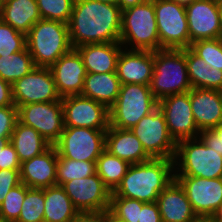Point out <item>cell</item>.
<instances>
[{
  "label": "cell",
  "instance_id": "cell-1",
  "mask_svg": "<svg viewBox=\"0 0 222 222\" xmlns=\"http://www.w3.org/2000/svg\"><path fill=\"white\" fill-rule=\"evenodd\" d=\"M122 10L96 0H74L68 23L73 49L84 44L120 42Z\"/></svg>",
  "mask_w": 222,
  "mask_h": 222
},
{
  "label": "cell",
  "instance_id": "cell-2",
  "mask_svg": "<svg viewBox=\"0 0 222 222\" xmlns=\"http://www.w3.org/2000/svg\"><path fill=\"white\" fill-rule=\"evenodd\" d=\"M174 168V159L164 158L132 164L111 196L156 202L159 194L175 179Z\"/></svg>",
  "mask_w": 222,
  "mask_h": 222
},
{
  "label": "cell",
  "instance_id": "cell-3",
  "mask_svg": "<svg viewBox=\"0 0 222 222\" xmlns=\"http://www.w3.org/2000/svg\"><path fill=\"white\" fill-rule=\"evenodd\" d=\"M26 48L36 67H51L61 56L70 52L68 24L40 19L26 34Z\"/></svg>",
  "mask_w": 222,
  "mask_h": 222
},
{
  "label": "cell",
  "instance_id": "cell-4",
  "mask_svg": "<svg viewBox=\"0 0 222 222\" xmlns=\"http://www.w3.org/2000/svg\"><path fill=\"white\" fill-rule=\"evenodd\" d=\"M149 86L158 101L192 89L187 71L186 48L154 51V69Z\"/></svg>",
  "mask_w": 222,
  "mask_h": 222
},
{
  "label": "cell",
  "instance_id": "cell-5",
  "mask_svg": "<svg viewBox=\"0 0 222 222\" xmlns=\"http://www.w3.org/2000/svg\"><path fill=\"white\" fill-rule=\"evenodd\" d=\"M120 43L130 50H159V35L153 0L122 11Z\"/></svg>",
  "mask_w": 222,
  "mask_h": 222
},
{
  "label": "cell",
  "instance_id": "cell-6",
  "mask_svg": "<svg viewBox=\"0 0 222 222\" xmlns=\"http://www.w3.org/2000/svg\"><path fill=\"white\" fill-rule=\"evenodd\" d=\"M158 108L149 85H121L116 102L109 108V126L131 129L139 120Z\"/></svg>",
  "mask_w": 222,
  "mask_h": 222
},
{
  "label": "cell",
  "instance_id": "cell-7",
  "mask_svg": "<svg viewBox=\"0 0 222 222\" xmlns=\"http://www.w3.org/2000/svg\"><path fill=\"white\" fill-rule=\"evenodd\" d=\"M174 165L175 176L222 177V156L206 146L199 137L177 143Z\"/></svg>",
  "mask_w": 222,
  "mask_h": 222
},
{
  "label": "cell",
  "instance_id": "cell-8",
  "mask_svg": "<svg viewBox=\"0 0 222 222\" xmlns=\"http://www.w3.org/2000/svg\"><path fill=\"white\" fill-rule=\"evenodd\" d=\"M160 49L189 48L185 6L170 0H153Z\"/></svg>",
  "mask_w": 222,
  "mask_h": 222
},
{
  "label": "cell",
  "instance_id": "cell-9",
  "mask_svg": "<svg viewBox=\"0 0 222 222\" xmlns=\"http://www.w3.org/2000/svg\"><path fill=\"white\" fill-rule=\"evenodd\" d=\"M106 130L85 127H64V130L53 145L58 157L76 161H97L105 150Z\"/></svg>",
  "mask_w": 222,
  "mask_h": 222
},
{
  "label": "cell",
  "instance_id": "cell-10",
  "mask_svg": "<svg viewBox=\"0 0 222 222\" xmlns=\"http://www.w3.org/2000/svg\"><path fill=\"white\" fill-rule=\"evenodd\" d=\"M130 130L151 158H175L177 143L170 135L164 114L159 108L141 118Z\"/></svg>",
  "mask_w": 222,
  "mask_h": 222
},
{
  "label": "cell",
  "instance_id": "cell-11",
  "mask_svg": "<svg viewBox=\"0 0 222 222\" xmlns=\"http://www.w3.org/2000/svg\"><path fill=\"white\" fill-rule=\"evenodd\" d=\"M17 110L19 122L34 128L51 145L58 141L64 130L61 99L21 105Z\"/></svg>",
  "mask_w": 222,
  "mask_h": 222
},
{
  "label": "cell",
  "instance_id": "cell-12",
  "mask_svg": "<svg viewBox=\"0 0 222 222\" xmlns=\"http://www.w3.org/2000/svg\"><path fill=\"white\" fill-rule=\"evenodd\" d=\"M12 97L16 107L61 99L50 68L36 66L27 75L12 84Z\"/></svg>",
  "mask_w": 222,
  "mask_h": 222
},
{
  "label": "cell",
  "instance_id": "cell-13",
  "mask_svg": "<svg viewBox=\"0 0 222 222\" xmlns=\"http://www.w3.org/2000/svg\"><path fill=\"white\" fill-rule=\"evenodd\" d=\"M64 127H85L96 130L109 128V109L82 95L61 98Z\"/></svg>",
  "mask_w": 222,
  "mask_h": 222
},
{
  "label": "cell",
  "instance_id": "cell-14",
  "mask_svg": "<svg viewBox=\"0 0 222 222\" xmlns=\"http://www.w3.org/2000/svg\"><path fill=\"white\" fill-rule=\"evenodd\" d=\"M61 187L80 213H98L109 209L111 191L97 173L65 182Z\"/></svg>",
  "mask_w": 222,
  "mask_h": 222
},
{
  "label": "cell",
  "instance_id": "cell-15",
  "mask_svg": "<svg viewBox=\"0 0 222 222\" xmlns=\"http://www.w3.org/2000/svg\"><path fill=\"white\" fill-rule=\"evenodd\" d=\"M158 108L164 114L169 133L176 143L199 136L200 130L192 114L190 91L161 99Z\"/></svg>",
  "mask_w": 222,
  "mask_h": 222
},
{
  "label": "cell",
  "instance_id": "cell-16",
  "mask_svg": "<svg viewBox=\"0 0 222 222\" xmlns=\"http://www.w3.org/2000/svg\"><path fill=\"white\" fill-rule=\"evenodd\" d=\"M184 189L196 215L213 216L222 204V177L175 176Z\"/></svg>",
  "mask_w": 222,
  "mask_h": 222
},
{
  "label": "cell",
  "instance_id": "cell-17",
  "mask_svg": "<svg viewBox=\"0 0 222 222\" xmlns=\"http://www.w3.org/2000/svg\"><path fill=\"white\" fill-rule=\"evenodd\" d=\"M189 47L199 40L221 38L218 0H196L185 7Z\"/></svg>",
  "mask_w": 222,
  "mask_h": 222
},
{
  "label": "cell",
  "instance_id": "cell-18",
  "mask_svg": "<svg viewBox=\"0 0 222 222\" xmlns=\"http://www.w3.org/2000/svg\"><path fill=\"white\" fill-rule=\"evenodd\" d=\"M58 95H81L86 77L83 59L76 49L61 56L51 67Z\"/></svg>",
  "mask_w": 222,
  "mask_h": 222
},
{
  "label": "cell",
  "instance_id": "cell-19",
  "mask_svg": "<svg viewBox=\"0 0 222 222\" xmlns=\"http://www.w3.org/2000/svg\"><path fill=\"white\" fill-rule=\"evenodd\" d=\"M121 49L116 75L122 85H150L154 69V51ZM126 50V51H125Z\"/></svg>",
  "mask_w": 222,
  "mask_h": 222
},
{
  "label": "cell",
  "instance_id": "cell-20",
  "mask_svg": "<svg viewBox=\"0 0 222 222\" xmlns=\"http://www.w3.org/2000/svg\"><path fill=\"white\" fill-rule=\"evenodd\" d=\"M58 153L51 145L45 152L21 163L20 180L29 188L45 189L57 185Z\"/></svg>",
  "mask_w": 222,
  "mask_h": 222
},
{
  "label": "cell",
  "instance_id": "cell-21",
  "mask_svg": "<svg viewBox=\"0 0 222 222\" xmlns=\"http://www.w3.org/2000/svg\"><path fill=\"white\" fill-rule=\"evenodd\" d=\"M190 104L194 121L198 129H212L222 123L221 91L192 88Z\"/></svg>",
  "mask_w": 222,
  "mask_h": 222
},
{
  "label": "cell",
  "instance_id": "cell-22",
  "mask_svg": "<svg viewBox=\"0 0 222 222\" xmlns=\"http://www.w3.org/2000/svg\"><path fill=\"white\" fill-rule=\"evenodd\" d=\"M156 203L162 222H190L196 216L184 189L175 179L159 194Z\"/></svg>",
  "mask_w": 222,
  "mask_h": 222
},
{
  "label": "cell",
  "instance_id": "cell-23",
  "mask_svg": "<svg viewBox=\"0 0 222 222\" xmlns=\"http://www.w3.org/2000/svg\"><path fill=\"white\" fill-rule=\"evenodd\" d=\"M105 149L112 155L127 161L130 165L151 159L144 150L141 141L130 129L109 126L106 130Z\"/></svg>",
  "mask_w": 222,
  "mask_h": 222
},
{
  "label": "cell",
  "instance_id": "cell-24",
  "mask_svg": "<svg viewBox=\"0 0 222 222\" xmlns=\"http://www.w3.org/2000/svg\"><path fill=\"white\" fill-rule=\"evenodd\" d=\"M120 42L84 44L75 48L83 59L87 73L116 72L121 53Z\"/></svg>",
  "mask_w": 222,
  "mask_h": 222
},
{
  "label": "cell",
  "instance_id": "cell-25",
  "mask_svg": "<svg viewBox=\"0 0 222 222\" xmlns=\"http://www.w3.org/2000/svg\"><path fill=\"white\" fill-rule=\"evenodd\" d=\"M121 85L116 72L87 73L81 95L104 104L109 109L116 102Z\"/></svg>",
  "mask_w": 222,
  "mask_h": 222
},
{
  "label": "cell",
  "instance_id": "cell-26",
  "mask_svg": "<svg viewBox=\"0 0 222 222\" xmlns=\"http://www.w3.org/2000/svg\"><path fill=\"white\" fill-rule=\"evenodd\" d=\"M0 18L25 35L41 19L36 0L4 1L0 7Z\"/></svg>",
  "mask_w": 222,
  "mask_h": 222
},
{
  "label": "cell",
  "instance_id": "cell-27",
  "mask_svg": "<svg viewBox=\"0 0 222 222\" xmlns=\"http://www.w3.org/2000/svg\"><path fill=\"white\" fill-rule=\"evenodd\" d=\"M44 222H72L80 212L61 186L44 189Z\"/></svg>",
  "mask_w": 222,
  "mask_h": 222
},
{
  "label": "cell",
  "instance_id": "cell-28",
  "mask_svg": "<svg viewBox=\"0 0 222 222\" xmlns=\"http://www.w3.org/2000/svg\"><path fill=\"white\" fill-rule=\"evenodd\" d=\"M10 142L21 163L45 152L51 146L34 128L19 121L14 127Z\"/></svg>",
  "mask_w": 222,
  "mask_h": 222
},
{
  "label": "cell",
  "instance_id": "cell-29",
  "mask_svg": "<svg viewBox=\"0 0 222 222\" xmlns=\"http://www.w3.org/2000/svg\"><path fill=\"white\" fill-rule=\"evenodd\" d=\"M130 164L115 155H112L106 149L97 158L96 173L102 179L104 185L113 192L120 184L122 178Z\"/></svg>",
  "mask_w": 222,
  "mask_h": 222
},
{
  "label": "cell",
  "instance_id": "cell-30",
  "mask_svg": "<svg viewBox=\"0 0 222 222\" xmlns=\"http://www.w3.org/2000/svg\"><path fill=\"white\" fill-rule=\"evenodd\" d=\"M34 68L33 58L27 48L10 55L0 56V78L10 84L21 79Z\"/></svg>",
  "mask_w": 222,
  "mask_h": 222
},
{
  "label": "cell",
  "instance_id": "cell-31",
  "mask_svg": "<svg viewBox=\"0 0 222 222\" xmlns=\"http://www.w3.org/2000/svg\"><path fill=\"white\" fill-rule=\"evenodd\" d=\"M96 173V161H76L69 158L58 157L56 180L57 185L73 179L89 177Z\"/></svg>",
  "mask_w": 222,
  "mask_h": 222
},
{
  "label": "cell",
  "instance_id": "cell-32",
  "mask_svg": "<svg viewBox=\"0 0 222 222\" xmlns=\"http://www.w3.org/2000/svg\"><path fill=\"white\" fill-rule=\"evenodd\" d=\"M44 189L29 188L15 222H44Z\"/></svg>",
  "mask_w": 222,
  "mask_h": 222
},
{
  "label": "cell",
  "instance_id": "cell-33",
  "mask_svg": "<svg viewBox=\"0 0 222 222\" xmlns=\"http://www.w3.org/2000/svg\"><path fill=\"white\" fill-rule=\"evenodd\" d=\"M189 48L203 59L210 69L222 71V38L195 41Z\"/></svg>",
  "mask_w": 222,
  "mask_h": 222
},
{
  "label": "cell",
  "instance_id": "cell-34",
  "mask_svg": "<svg viewBox=\"0 0 222 222\" xmlns=\"http://www.w3.org/2000/svg\"><path fill=\"white\" fill-rule=\"evenodd\" d=\"M27 192V186L22 182L13 187L0 204V220L3 222H15L21 212Z\"/></svg>",
  "mask_w": 222,
  "mask_h": 222
},
{
  "label": "cell",
  "instance_id": "cell-35",
  "mask_svg": "<svg viewBox=\"0 0 222 222\" xmlns=\"http://www.w3.org/2000/svg\"><path fill=\"white\" fill-rule=\"evenodd\" d=\"M186 63L192 88L209 89L210 67L190 48H186Z\"/></svg>",
  "mask_w": 222,
  "mask_h": 222
},
{
  "label": "cell",
  "instance_id": "cell-36",
  "mask_svg": "<svg viewBox=\"0 0 222 222\" xmlns=\"http://www.w3.org/2000/svg\"><path fill=\"white\" fill-rule=\"evenodd\" d=\"M41 19L69 23L74 0H36Z\"/></svg>",
  "mask_w": 222,
  "mask_h": 222
},
{
  "label": "cell",
  "instance_id": "cell-37",
  "mask_svg": "<svg viewBox=\"0 0 222 222\" xmlns=\"http://www.w3.org/2000/svg\"><path fill=\"white\" fill-rule=\"evenodd\" d=\"M145 202L121 196H111L109 210L124 222L140 221V211Z\"/></svg>",
  "mask_w": 222,
  "mask_h": 222
},
{
  "label": "cell",
  "instance_id": "cell-38",
  "mask_svg": "<svg viewBox=\"0 0 222 222\" xmlns=\"http://www.w3.org/2000/svg\"><path fill=\"white\" fill-rule=\"evenodd\" d=\"M26 48V35L0 18V56L10 55Z\"/></svg>",
  "mask_w": 222,
  "mask_h": 222
},
{
  "label": "cell",
  "instance_id": "cell-39",
  "mask_svg": "<svg viewBox=\"0 0 222 222\" xmlns=\"http://www.w3.org/2000/svg\"><path fill=\"white\" fill-rule=\"evenodd\" d=\"M17 121L18 110L16 106L0 107V141H10Z\"/></svg>",
  "mask_w": 222,
  "mask_h": 222
},
{
  "label": "cell",
  "instance_id": "cell-40",
  "mask_svg": "<svg viewBox=\"0 0 222 222\" xmlns=\"http://www.w3.org/2000/svg\"><path fill=\"white\" fill-rule=\"evenodd\" d=\"M20 183V169H0V204L7 193Z\"/></svg>",
  "mask_w": 222,
  "mask_h": 222
},
{
  "label": "cell",
  "instance_id": "cell-41",
  "mask_svg": "<svg viewBox=\"0 0 222 222\" xmlns=\"http://www.w3.org/2000/svg\"><path fill=\"white\" fill-rule=\"evenodd\" d=\"M199 138L222 156V123L212 129L201 130Z\"/></svg>",
  "mask_w": 222,
  "mask_h": 222
},
{
  "label": "cell",
  "instance_id": "cell-42",
  "mask_svg": "<svg viewBox=\"0 0 222 222\" xmlns=\"http://www.w3.org/2000/svg\"><path fill=\"white\" fill-rule=\"evenodd\" d=\"M21 162L18 159L14 146L8 141L0 148V169H20Z\"/></svg>",
  "mask_w": 222,
  "mask_h": 222
},
{
  "label": "cell",
  "instance_id": "cell-43",
  "mask_svg": "<svg viewBox=\"0 0 222 222\" xmlns=\"http://www.w3.org/2000/svg\"><path fill=\"white\" fill-rule=\"evenodd\" d=\"M138 222H162L161 215L156 202H145L140 211Z\"/></svg>",
  "mask_w": 222,
  "mask_h": 222
},
{
  "label": "cell",
  "instance_id": "cell-44",
  "mask_svg": "<svg viewBox=\"0 0 222 222\" xmlns=\"http://www.w3.org/2000/svg\"><path fill=\"white\" fill-rule=\"evenodd\" d=\"M15 106L12 97V84L0 78V107Z\"/></svg>",
  "mask_w": 222,
  "mask_h": 222
},
{
  "label": "cell",
  "instance_id": "cell-45",
  "mask_svg": "<svg viewBox=\"0 0 222 222\" xmlns=\"http://www.w3.org/2000/svg\"><path fill=\"white\" fill-rule=\"evenodd\" d=\"M209 89L222 91V71L219 69H210Z\"/></svg>",
  "mask_w": 222,
  "mask_h": 222
},
{
  "label": "cell",
  "instance_id": "cell-46",
  "mask_svg": "<svg viewBox=\"0 0 222 222\" xmlns=\"http://www.w3.org/2000/svg\"><path fill=\"white\" fill-rule=\"evenodd\" d=\"M72 222H103L102 211L98 213H80Z\"/></svg>",
  "mask_w": 222,
  "mask_h": 222
},
{
  "label": "cell",
  "instance_id": "cell-47",
  "mask_svg": "<svg viewBox=\"0 0 222 222\" xmlns=\"http://www.w3.org/2000/svg\"><path fill=\"white\" fill-rule=\"evenodd\" d=\"M146 1L148 0H118V6L123 11Z\"/></svg>",
  "mask_w": 222,
  "mask_h": 222
},
{
  "label": "cell",
  "instance_id": "cell-48",
  "mask_svg": "<svg viewBox=\"0 0 222 222\" xmlns=\"http://www.w3.org/2000/svg\"><path fill=\"white\" fill-rule=\"evenodd\" d=\"M103 222H124L121 218L117 217L109 209L102 211Z\"/></svg>",
  "mask_w": 222,
  "mask_h": 222
},
{
  "label": "cell",
  "instance_id": "cell-49",
  "mask_svg": "<svg viewBox=\"0 0 222 222\" xmlns=\"http://www.w3.org/2000/svg\"><path fill=\"white\" fill-rule=\"evenodd\" d=\"M190 222H214L213 216L196 215Z\"/></svg>",
  "mask_w": 222,
  "mask_h": 222
},
{
  "label": "cell",
  "instance_id": "cell-50",
  "mask_svg": "<svg viewBox=\"0 0 222 222\" xmlns=\"http://www.w3.org/2000/svg\"><path fill=\"white\" fill-rule=\"evenodd\" d=\"M170 1L175 2L177 4H180V5H183V6L186 7L187 5L193 3L196 0H170Z\"/></svg>",
  "mask_w": 222,
  "mask_h": 222
},
{
  "label": "cell",
  "instance_id": "cell-51",
  "mask_svg": "<svg viewBox=\"0 0 222 222\" xmlns=\"http://www.w3.org/2000/svg\"><path fill=\"white\" fill-rule=\"evenodd\" d=\"M218 9L220 15L221 38H222V0H218Z\"/></svg>",
  "mask_w": 222,
  "mask_h": 222
},
{
  "label": "cell",
  "instance_id": "cell-52",
  "mask_svg": "<svg viewBox=\"0 0 222 222\" xmlns=\"http://www.w3.org/2000/svg\"><path fill=\"white\" fill-rule=\"evenodd\" d=\"M213 219H222V204L216 210L215 214L213 215Z\"/></svg>",
  "mask_w": 222,
  "mask_h": 222
},
{
  "label": "cell",
  "instance_id": "cell-53",
  "mask_svg": "<svg viewBox=\"0 0 222 222\" xmlns=\"http://www.w3.org/2000/svg\"><path fill=\"white\" fill-rule=\"evenodd\" d=\"M101 3H107V4H112V5H118V0H96Z\"/></svg>",
  "mask_w": 222,
  "mask_h": 222
},
{
  "label": "cell",
  "instance_id": "cell-54",
  "mask_svg": "<svg viewBox=\"0 0 222 222\" xmlns=\"http://www.w3.org/2000/svg\"><path fill=\"white\" fill-rule=\"evenodd\" d=\"M8 141H0V148H3V146L7 143Z\"/></svg>",
  "mask_w": 222,
  "mask_h": 222
},
{
  "label": "cell",
  "instance_id": "cell-55",
  "mask_svg": "<svg viewBox=\"0 0 222 222\" xmlns=\"http://www.w3.org/2000/svg\"><path fill=\"white\" fill-rule=\"evenodd\" d=\"M214 222H222V219H214Z\"/></svg>",
  "mask_w": 222,
  "mask_h": 222
},
{
  "label": "cell",
  "instance_id": "cell-56",
  "mask_svg": "<svg viewBox=\"0 0 222 222\" xmlns=\"http://www.w3.org/2000/svg\"><path fill=\"white\" fill-rule=\"evenodd\" d=\"M2 4H3V0H0V7H1Z\"/></svg>",
  "mask_w": 222,
  "mask_h": 222
}]
</instances>
